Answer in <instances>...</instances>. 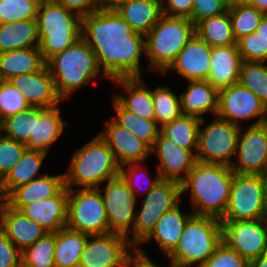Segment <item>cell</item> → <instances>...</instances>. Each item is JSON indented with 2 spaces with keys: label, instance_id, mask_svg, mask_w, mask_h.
I'll list each match as a JSON object with an SVG mask.
<instances>
[{
  "label": "cell",
  "instance_id": "cell-1",
  "mask_svg": "<svg viewBox=\"0 0 267 267\" xmlns=\"http://www.w3.org/2000/svg\"><path fill=\"white\" fill-rule=\"evenodd\" d=\"M81 37L95 52L102 77L141 78L145 35L134 32L116 10L98 9L82 18ZM103 67V68H102Z\"/></svg>",
  "mask_w": 267,
  "mask_h": 267
},
{
  "label": "cell",
  "instance_id": "cell-2",
  "mask_svg": "<svg viewBox=\"0 0 267 267\" xmlns=\"http://www.w3.org/2000/svg\"><path fill=\"white\" fill-rule=\"evenodd\" d=\"M234 171L221 164L196 162L187 178L181 183V190H190L194 215L221 218L226 211Z\"/></svg>",
  "mask_w": 267,
  "mask_h": 267
},
{
  "label": "cell",
  "instance_id": "cell-3",
  "mask_svg": "<svg viewBox=\"0 0 267 267\" xmlns=\"http://www.w3.org/2000/svg\"><path fill=\"white\" fill-rule=\"evenodd\" d=\"M46 65L61 99L69 98L72 91L89 84L101 73L95 52L82 37L64 51L52 56Z\"/></svg>",
  "mask_w": 267,
  "mask_h": 267
},
{
  "label": "cell",
  "instance_id": "cell-4",
  "mask_svg": "<svg viewBox=\"0 0 267 267\" xmlns=\"http://www.w3.org/2000/svg\"><path fill=\"white\" fill-rule=\"evenodd\" d=\"M67 171L64 178L68 189L74 184L82 188H99L102 182L120 176V166L100 135L76 150Z\"/></svg>",
  "mask_w": 267,
  "mask_h": 267
},
{
  "label": "cell",
  "instance_id": "cell-5",
  "mask_svg": "<svg viewBox=\"0 0 267 267\" xmlns=\"http://www.w3.org/2000/svg\"><path fill=\"white\" fill-rule=\"evenodd\" d=\"M37 21L39 49L45 62L81 38L82 19L56 0H41Z\"/></svg>",
  "mask_w": 267,
  "mask_h": 267
},
{
  "label": "cell",
  "instance_id": "cell-6",
  "mask_svg": "<svg viewBox=\"0 0 267 267\" xmlns=\"http://www.w3.org/2000/svg\"><path fill=\"white\" fill-rule=\"evenodd\" d=\"M194 34L195 26L189 18L162 14L145 35L149 70L164 74Z\"/></svg>",
  "mask_w": 267,
  "mask_h": 267
},
{
  "label": "cell",
  "instance_id": "cell-7",
  "mask_svg": "<svg viewBox=\"0 0 267 267\" xmlns=\"http://www.w3.org/2000/svg\"><path fill=\"white\" fill-rule=\"evenodd\" d=\"M222 242V223L213 216L193 215L186 223L175 249L168 255L170 265L200 267Z\"/></svg>",
  "mask_w": 267,
  "mask_h": 267
},
{
  "label": "cell",
  "instance_id": "cell-8",
  "mask_svg": "<svg viewBox=\"0 0 267 267\" xmlns=\"http://www.w3.org/2000/svg\"><path fill=\"white\" fill-rule=\"evenodd\" d=\"M100 190L68 189L66 227L89 235L111 232Z\"/></svg>",
  "mask_w": 267,
  "mask_h": 267
},
{
  "label": "cell",
  "instance_id": "cell-9",
  "mask_svg": "<svg viewBox=\"0 0 267 267\" xmlns=\"http://www.w3.org/2000/svg\"><path fill=\"white\" fill-rule=\"evenodd\" d=\"M267 218V201L258 174L233 175L226 211L221 222Z\"/></svg>",
  "mask_w": 267,
  "mask_h": 267
},
{
  "label": "cell",
  "instance_id": "cell-10",
  "mask_svg": "<svg viewBox=\"0 0 267 267\" xmlns=\"http://www.w3.org/2000/svg\"><path fill=\"white\" fill-rule=\"evenodd\" d=\"M182 194L181 184L171 180H160L151 191L146 194L140 213L135 214L132 229V240H128L131 247L136 249L139 244L153 232L159 218L165 212L178 205Z\"/></svg>",
  "mask_w": 267,
  "mask_h": 267
},
{
  "label": "cell",
  "instance_id": "cell-11",
  "mask_svg": "<svg viewBox=\"0 0 267 267\" xmlns=\"http://www.w3.org/2000/svg\"><path fill=\"white\" fill-rule=\"evenodd\" d=\"M241 126L219 117L199 127L196 159L206 164H221L231 167L230 157L236 154Z\"/></svg>",
  "mask_w": 267,
  "mask_h": 267
},
{
  "label": "cell",
  "instance_id": "cell-12",
  "mask_svg": "<svg viewBox=\"0 0 267 267\" xmlns=\"http://www.w3.org/2000/svg\"><path fill=\"white\" fill-rule=\"evenodd\" d=\"M128 246L133 249L127 236L119 233L89 235L79 267H130L136 256L130 253Z\"/></svg>",
  "mask_w": 267,
  "mask_h": 267
},
{
  "label": "cell",
  "instance_id": "cell-13",
  "mask_svg": "<svg viewBox=\"0 0 267 267\" xmlns=\"http://www.w3.org/2000/svg\"><path fill=\"white\" fill-rule=\"evenodd\" d=\"M217 117L240 125L241 120L258 117L251 126L267 123V108L261 100L240 83L218 91Z\"/></svg>",
  "mask_w": 267,
  "mask_h": 267
},
{
  "label": "cell",
  "instance_id": "cell-14",
  "mask_svg": "<svg viewBox=\"0 0 267 267\" xmlns=\"http://www.w3.org/2000/svg\"><path fill=\"white\" fill-rule=\"evenodd\" d=\"M222 223V241L248 262L267 252V218Z\"/></svg>",
  "mask_w": 267,
  "mask_h": 267
},
{
  "label": "cell",
  "instance_id": "cell-15",
  "mask_svg": "<svg viewBox=\"0 0 267 267\" xmlns=\"http://www.w3.org/2000/svg\"><path fill=\"white\" fill-rule=\"evenodd\" d=\"M102 190H105L101 196L110 231L125 235L129 240L128 232L132 231L135 222L136 211L134 210L137 197L121 176L108 180L106 187Z\"/></svg>",
  "mask_w": 267,
  "mask_h": 267
},
{
  "label": "cell",
  "instance_id": "cell-16",
  "mask_svg": "<svg viewBox=\"0 0 267 267\" xmlns=\"http://www.w3.org/2000/svg\"><path fill=\"white\" fill-rule=\"evenodd\" d=\"M237 162L231 169L239 174H259L267 165V123L241 127L236 149Z\"/></svg>",
  "mask_w": 267,
  "mask_h": 267
},
{
  "label": "cell",
  "instance_id": "cell-17",
  "mask_svg": "<svg viewBox=\"0 0 267 267\" xmlns=\"http://www.w3.org/2000/svg\"><path fill=\"white\" fill-rule=\"evenodd\" d=\"M112 120L106 121L105 132L99 135L112 150L118 165L121 167L129 163L146 162L151 148L114 119Z\"/></svg>",
  "mask_w": 267,
  "mask_h": 267
},
{
  "label": "cell",
  "instance_id": "cell-18",
  "mask_svg": "<svg viewBox=\"0 0 267 267\" xmlns=\"http://www.w3.org/2000/svg\"><path fill=\"white\" fill-rule=\"evenodd\" d=\"M152 152L159 155L158 173L161 180H171L181 184L197 162L196 153L180 148L161 132L151 148ZM182 172L185 176L180 175Z\"/></svg>",
  "mask_w": 267,
  "mask_h": 267
},
{
  "label": "cell",
  "instance_id": "cell-19",
  "mask_svg": "<svg viewBox=\"0 0 267 267\" xmlns=\"http://www.w3.org/2000/svg\"><path fill=\"white\" fill-rule=\"evenodd\" d=\"M8 82L20 90L30 106L52 108L61 101L47 65L36 73L13 76Z\"/></svg>",
  "mask_w": 267,
  "mask_h": 267
},
{
  "label": "cell",
  "instance_id": "cell-20",
  "mask_svg": "<svg viewBox=\"0 0 267 267\" xmlns=\"http://www.w3.org/2000/svg\"><path fill=\"white\" fill-rule=\"evenodd\" d=\"M211 50V46L194 34L164 74L173 70L188 81L207 80L211 65Z\"/></svg>",
  "mask_w": 267,
  "mask_h": 267
},
{
  "label": "cell",
  "instance_id": "cell-21",
  "mask_svg": "<svg viewBox=\"0 0 267 267\" xmlns=\"http://www.w3.org/2000/svg\"><path fill=\"white\" fill-rule=\"evenodd\" d=\"M67 201L68 188L64 186L56 195L25 205L21 211L47 232L55 233L66 226Z\"/></svg>",
  "mask_w": 267,
  "mask_h": 267
},
{
  "label": "cell",
  "instance_id": "cell-22",
  "mask_svg": "<svg viewBox=\"0 0 267 267\" xmlns=\"http://www.w3.org/2000/svg\"><path fill=\"white\" fill-rule=\"evenodd\" d=\"M0 229L21 252L47 233L41 225L9 204L0 211Z\"/></svg>",
  "mask_w": 267,
  "mask_h": 267
},
{
  "label": "cell",
  "instance_id": "cell-23",
  "mask_svg": "<svg viewBox=\"0 0 267 267\" xmlns=\"http://www.w3.org/2000/svg\"><path fill=\"white\" fill-rule=\"evenodd\" d=\"M242 62L237 44L212 47L207 81L217 91L239 83Z\"/></svg>",
  "mask_w": 267,
  "mask_h": 267
},
{
  "label": "cell",
  "instance_id": "cell-24",
  "mask_svg": "<svg viewBox=\"0 0 267 267\" xmlns=\"http://www.w3.org/2000/svg\"><path fill=\"white\" fill-rule=\"evenodd\" d=\"M64 186V174L40 175L31 182L15 188L9 194V205L14 209L21 210L25 205L56 195Z\"/></svg>",
  "mask_w": 267,
  "mask_h": 267
},
{
  "label": "cell",
  "instance_id": "cell-25",
  "mask_svg": "<svg viewBox=\"0 0 267 267\" xmlns=\"http://www.w3.org/2000/svg\"><path fill=\"white\" fill-rule=\"evenodd\" d=\"M119 87L128 92V96L114 95V99L127 111L138 116L156 121L151 90L147 88L141 78H118L112 80Z\"/></svg>",
  "mask_w": 267,
  "mask_h": 267
},
{
  "label": "cell",
  "instance_id": "cell-26",
  "mask_svg": "<svg viewBox=\"0 0 267 267\" xmlns=\"http://www.w3.org/2000/svg\"><path fill=\"white\" fill-rule=\"evenodd\" d=\"M185 93L180 94L183 115L202 119V114L210 112L217 115L218 91L207 81H188Z\"/></svg>",
  "mask_w": 267,
  "mask_h": 267
},
{
  "label": "cell",
  "instance_id": "cell-27",
  "mask_svg": "<svg viewBox=\"0 0 267 267\" xmlns=\"http://www.w3.org/2000/svg\"><path fill=\"white\" fill-rule=\"evenodd\" d=\"M193 215V213L182 214L179 204L176 205L173 209L162 214L153 232L143 242L154 238L160 249L168 256L177 246L187 221Z\"/></svg>",
  "mask_w": 267,
  "mask_h": 267
},
{
  "label": "cell",
  "instance_id": "cell-28",
  "mask_svg": "<svg viewBox=\"0 0 267 267\" xmlns=\"http://www.w3.org/2000/svg\"><path fill=\"white\" fill-rule=\"evenodd\" d=\"M134 32L146 35L162 16L161 0H129L116 9Z\"/></svg>",
  "mask_w": 267,
  "mask_h": 267
},
{
  "label": "cell",
  "instance_id": "cell-29",
  "mask_svg": "<svg viewBox=\"0 0 267 267\" xmlns=\"http://www.w3.org/2000/svg\"><path fill=\"white\" fill-rule=\"evenodd\" d=\"M46 65L39 47L0 53V78L9 80L16 75L36 73Z\"/></svg>",
  "mask_w": 267,
  "mask_h": 267
},
{
  "label": "cell",
  "instance_id": "cell-30",
  "mask_svg": "<svg viewBox=\"0 0 267 267\" xmlns=\"http://www.w3.org/2000/svg\"><path fill=\"white\" fill-rule=\"evenodd\" d=\"M39 47L37 19L0 24V53Z\"/></svg>",
  "mask_w": 267,
  "mask_h": 267
},
{
  "label": "cell",
  "instance_id": "cell-31",
  "mask_svg": "<svg viewBox=\"0 0 267 267\" xmlns=\"http://www.w3.org/2000/svg\"><path fill=\"white\" fill-rule=\"evenodd\" d=\"M61 117L59 106L46 108L35 120L34 137H30L27 149L48 152L50 146L62 134L67 122Z\"/></svg>",
  "mask_w": 267,
  "mask_h": 267
},
{
  "label": "cell",
  "instance_id": "cell-32",
  "mask_svg": "<svg viewBox=\"0 0 267 267\" xmlns=\"http://www.w3.org/2000/svg\"><path fill=\"white\" fill-rule=\"evenodd\" d=\"M88 236L66 226L55 232V267H79Z\"/></svg>",
  "mask_w": 267,
  "mask_h": 267
},
{
  "label": "cell",
  "instance_id": "cell-33",
  "mask_svg": "<svg viewBox=\"0 0 267 267\" xmlns=\"http://www.w3.org/2000/svg\"><path fill=\"white\" fill-rule=\"evenodd\" d=\"M205 122L192 115H182L161 127V133L180 148L197 151L199 127Z\"/></svg>",
  "mask_w": 267,
  "mask_h": 267
},
{
  "label": "cell",
  "instance_id": "cell-34",
  "mask_svg": "<svg viewBox=\"0 0 267 267\" xmlns=\"http://www.w3.org/2000/svg\"><path fill=\"white\" fill-rule=\"evenodd\" d=\"M46 156L47 152L26 149L20 160L4 177V185L8 194L18 186L27 184L38 178L37 174H39V169Z\"/></svg>",
  "mask_w": 267,
  "mask_h": 267
},
{
  "label": "cell",
  "instance_id": "cell-35",
  "mask_svg": "<svg viewBox=\"0 0 267 267\" xmlns=\"http://www.w3.org/2000/svg\"><path fill=\"white\" fill-rule=\"evenodd\" d=\"M195 34L211 47L237 44L228 10L197 23Z\"/></svg>",
  "mask_w": 267,
  "mask_h": 267
},
{
  "label": "cell",
  "instance_id": "cell-36",
  "mask_svg": "<svg viewBox=\"0 0 267 267\" xmlns=\"http://www.w3.org/2000/svg\"><path fill=\"white\" fill-rule=\"evenodd\" d=\"M46 108L30 106L17 114L11 115L0 122V132L3 136L22 144H27L34 137L35 120Z\"/></svg>",
  "mask_w": 267,
  "mask_h": 267
},
{
  "label": "cell",
  "instance_id": "cell-37",
  "mask_svg": "<svg viewBox=\"0 0 267 267\" xmlns=\"http://www.w3.org/2000/svg\"><path fill=\"white\" fill-rule=\"evenodd\" d=\"M113 107L117 115L112 118L120 126L125 127L152 148L161 131V127L156 121L142 118L133 112L125 110L114 98Z\"/></svg>",
  "mask_w": 267,
  "mask_h": 267
},
{
  "label": "cell",
  "instance_id": "cell-38",
  "mask_svg": "<svg viewBox=\"0 0 267 267\" xmlns=\"http://www.w3.org/2000/svg\"><path fill=\"white\" fill-rule=\"evenodd\" d=\"M55 233L47 232L21 252L22 267H55Z\"/></svg>",
  "mask_w": 267,
  "mask_h": 267
},
{
  "label": "cell",
  "instance_id": "cell-39",
  "mask_svg": "<svg viewBox=\"0 0 267 267\" xmlns=\"http://www.w3.org/2000/svg\"><path fill=\"white\" fill-rule=\"evenodd\" d=\"M265 63L243 61L239 83L255 94L267 108V64Z\"/></svg>",
  "mask_w": 267,
  "mask_h": 267
},
{
  "label": "cell",
  "instance_id": "cell-40",
  "mask_svg": "<svg viewBox=\"0 0 267 267\" xmlns=\"http://www.w3.org/2000/svg\"><path fill=\"white\" fill-rule=\"evenodd\" d=\"M151 94L156 112V123L160 127L183 115L181 98L170 88L160 86L154 91L151 90Z\"/></svg>",
  "mask_w": 267,
  "mask_h": 267
},
{
  "label": "cell",
  "instance_id": "cell-41",
  "mask_svg": "<svg viewBox=\"0 0 267 267\" xmlns=\"http://www.w3.org/2000/svg\"><path fill=\"white\" fill-rule=\"evenodd\" d=\"M228 12L236 41L255 32L265 14L250 4L228 7Z\"/></svg>",
  "mask_w": 267,
  "mask_h": 267
},
{
  "label": "cell",
  "instance_id": "cell-42",
  "mask_svg": "<svg viewBox=\"0 0 267 267\" xmlns=\"http://www.w3.org/2000/svg\"><path fill=\"white\" fill-rule=\"evenodd\" d=\"M41 0H0V24L37 19Z\"/></svg>",
  "mask_w": 267,
  "mask_h": 267
},
{
  "label": "cell",
  "instance_id": "cell-43",
  "mask_svg": "<svg viewBox=\"0 0 267 267\" xmlns=\"http://www.w3.org/2000/svg\"><path fill=\"white\" fill-rule=\"evenodd\" d=\"M29 107V103L19 89L11 85L8 80L0 82V122Z\"/></svg>",
  "mask_w": 267,
  "mask_h": 267
},
{
  "label": "cell",
  "instance_id": "cell-44",
  "mask_svg": "<svg viewBox=\"0 0 267 267\" xmlns=\"http://www.w3.org/2000/svg\"><path fill=\"white\" fill-rule=\"evenodd\" d=\"M242 61L267 62V42L252 32L237 40Z\"/></svg>",
  "mask_w": 267,
  "mask_h": 267
},
{
  "label": "cell",
  "instance_id": "cell-45",
  "mask_svg": "<svg viewBox=\"0 0 267 267\" xmlns=\"http://www.w3.org/2000/svg\"><path fill=\"white\" fill-rule=\"evenodd\" d=\"M200 267H248V261L222 241Z\"/></svg>",
  "mask_w": 267,
  "mask_h": 267
},
{
  "label": "cell",
  "instance_id": "cell-46",
  "mask_svg": "<svg viewBox=\"0 0 267 267\" xmlns=\"http://www.w3.org/2000/svg\"><path fill=\"white\" fill-rule=\"evenodd\" d=\"M27 149L25 144L9 139L0 132V175L5 177L13 166L20 160L24 151Z\"/></svg>",
  "mask_w": 267,
  "mask_h": 267
},
{
  "label": "cell",
  "instance_id": "cell-47",
  "mask_svg": "<svg viewBox=\"0 0 267 267\" xmlns=\"http://www.w3.org/2000/svg\"><path fill=\"white\" fill-rule=\"evenodd\" d=\"M227 10L226 0H194L189 19L195 26L202 20L218 16Z\"/></svg>",
  "mask_w": 267,
  "mask_h": 267
},
{
  "label": "cell",
  "instance_id": "cell-48",
  "mask_svg": "<svg viewBox=\"0 0 267 267\" xmlns=\"http://www.w3.org/2000/svg\"><path fill=\"white\" fill-rule=\"evenodd\" d=\"M0 267H22L21 251L0 229Z\"/></svg>",
  "mask_w": 267,
  "mask_h": 267
},
{
  "label": "cell",
  "instance_id": "cell-49",
  "mask_svg": "<svg viewBox=\"0 0 267 267\" xmlns=\"http://www.w3.org/2000/svg\"><path fill=\"white\" fill-rule=\"evenodd\" d=\"M140 164L141 163H129V164H125L120 167V176L127 183L129 189L133 192L135 197H136V192L138 190V187H136V185H138V183H136L137 182L136 180L141 178L139 177L140 173L138 174V172H140V170L138 169L141 168ZM124 167L125 168L127 167L126 168L127 170H124ZM160 180H161L160 174L157 172L156 176L154 177L152 181L148 180L149 185H148L146 194H148L151 191V189H153Z\"/></svg>",
  "mask_w": 267,
  "mask_h": 267
},
{
  "label": "cell",
  "instance_id": "cell-50",
  "mask_svg": "<svg viewBox=\"0 0 267 267\" xmlns=\"http://www.w3.org/2000/svg\"><path fill=\"white\" fill-rule=\"evenodd\" d=\"M70 12L78 15L81 19L99 8V0H56Z\"/></svg>",
  "mask_w": 267,
  "mask_h": 267
},
{
  "label": "cell",
  "instance_id": "cell-51",
  "mask_svg": "<svg viewBox=\"0 0 267 267\" xmlns=\"http://www.w3.org/2000/svg\"><path fill=\"white\" fill-rule=\"evenodd\" d=\"M162 1V13L169 16L189 18L192 13L194 0H165ZM164 4V5H163Z\"/></svg>",
  "mask_w": 267,
  "mask_h": 267
},
{
  "label": "cell",
  "instance_id": "cell-52",
  "mask_svg": "<svg viewBox=\"0 0 267 267\" xmlns=\"http://www.w3.org/2000/svg\"><path fill=\"white\" fill-rule=\"evenodd\" d=\"M129 0H99V8L103 10H116Z\"/></svg>",
  "mask_w": 267,
  "mask_h": 267
},
{
  "label": "cell",
  "instance_id": "cell-53",
  "mask_svg": "<svg viewBox=\"0 0 267 267\" xmlns=\"http://www.w3.org/2000/svg\"><path fill=\"white\" fill-rule=\"evenodd\" d=\"M9 204V194L4 185V177L0 175V211Z\"/></svg>",
  "mask_w": 267,
  "mask_h": 267
},
{
  "label": "cell",
  "instance_id": "cell-54",
  "mask_svg": "<svg viewBox=\"0 0 267 267\" xmlns=\"http://www.w3.org/2000/svg\"><path fill=\"white\" fill-rule=\"evenodd\" d=\"M255 32L260 38L267 42V13L263 15Z\"/></svg>",
  "mask_w": 267,
  "mask_h": 267
},
{
  "label": "cell",
  "instance_id": "cell-55",
  "mask_svg": "<svg viewBox=\"0 0 267 267\" xmlns=\"http://www.w3.org/2000/svg\"><path fill=\"white\" fill-rule=\"evenodd\" d=\"M248 267H267V252L248 262Z\"/></svg>",
  "mask_w": 267,
  "mask_h": 267
},
{
  "label": "cell",
  "instance_id": "cell-56",
  "mask_svg": "<svg viewBox=\"0 0 267 267\" xmlns=\"http://www.w3.org/2000/svg\"><path fill=\"white\" fill-rule=\"evenodd\" d=\"M141 247H137L135 249V256L136 257H139V258H142V259H145V260H149V267H159L157 265H155L152 260L149 259V257L146 255V253H144V250H142V248L140 249ZM168 267H175V266H171V265H168Z\"/></svg>",
  "mask_w": 267,
  "mask_h": 267
},
{
  "label": "cell",
  "instance_id": "cell-57",
  "mask_svg": "<svg viewBox=\"0 0 267 267\" xmlns=\"http://www.w3.org/2000/svg\"><path fill=\"white\" fill-rule=\"evenodd\" d=\"M258 175L260 176L262 186H263L264 196L267 201V165L263 168V170Z\"/></svg>",
  "mask_w": 267,
  "mask_h": 267
},
{
  "label": "cell",
  "instance_id": "cell-58",
  "mask_svg": "<svg viewBox=\"0 0 267 267\" xmlns=\"http://www.w3.org/2000/svg\"><path fill=\"white\" fill-rule=\"evenodd\" d=\"M250 5L265 14L267 13V0H252Z\"/></svg>",
  "mask_w": 267,
  "mask_h": 267
},
{
  "label": "cell",
  "instance_id": "cell-59",
  "mask_svg": "<svg viewBox=\"0 0 267 267\" xmlns=\"http://www.w3.org/2000/svg\"><path fill=\"white\" fill-rule=\"evenodd\" d=\"M130 267H149V260L135 257L134 260L130 263Z\"/></svg>",
  "mask_w": 267,
  "mask_h": 267
},
{
  "label": "cell",
  "instance_id": "cell-60",
  "mask_svg": "<svg viewBox=\"0 0 267 267\" xmlns=\"http://www.w3.org/2000/svg\"><path fill=\"white\" fill-rule=\"evenodd\" d=\"M251 1L252 0H226V3L228 7H234L237 5L251 4Z\"/></svg>",
  "mask_w": 267,
  "mask_h": 267
}]
</instances>
